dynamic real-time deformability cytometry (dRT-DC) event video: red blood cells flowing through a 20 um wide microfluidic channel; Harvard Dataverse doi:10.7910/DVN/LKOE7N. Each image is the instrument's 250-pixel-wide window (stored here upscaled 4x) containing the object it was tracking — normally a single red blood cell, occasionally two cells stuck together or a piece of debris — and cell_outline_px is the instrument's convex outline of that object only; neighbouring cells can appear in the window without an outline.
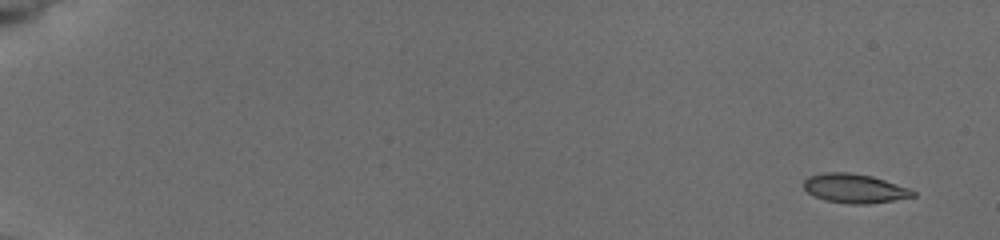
{"species": "common noctule bat (a hibernating species)", "species_latin": "Nyctalus noctula", "temperature_condition": "cold", "stored_images_in_passage": 10, "camera_frame_rate_fps": 3000, "um_per_image_px": 0.085, "animal": {"sex": "female", "body_mass_g": 19.5, "forearm_length_mm": 54.1}, "frame": {"image": 1, "passage_image": 1, "time_ms": 0.0, "image_size_px": [1000, 240], "cell_outline_px": [[916, 196], [868, 204], [852, 204], [824, 200], [808, 192], [804, 188], [804, 180], [808, 176], [824, 172], [848, 172], [872, 176], [908, 188], [916, 192]], "centroid_in_image_um": [72.62, 16.01], "position_along_channel_um": 12.4, "area_um2": 18.38}}
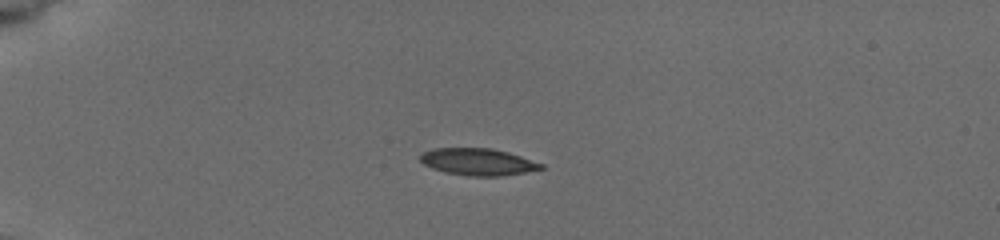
{"frame": {"image": 2, "passage_image": 6, "time_ms": 4.333, "image_size_px": [1000, 240], "cell_outline_px": [[544, 168], [524, 172], [500, 176], [468, 176], [444, 172], [432, 168], [424, 164], [420, 160], [420, 156], [424, 152], [432, 148], [492, 148], [508, 152], [544, 164]], "centroid_in_image_um": [40.61, 13.75], "position_along_channel_um": 44.4, "area_um2": 18.9}}
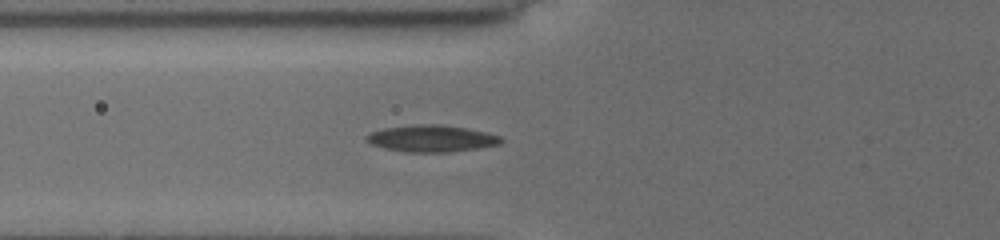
{"frame": {"image": 3, "passage_image": 9, "time_ms": 6.667, "image_size_px": [1000, 240], "cell_outline_px": [[504, 140], [500, 144], [476, 148], [448, 152], [404, 152], [384, 148], [372, 144], [364, 136], [372, 132], [384, 128], [416, 124], [440, 124], [464, 128], [484, 132], [500, 136]], "centroid_in_image_um": [36.67, 11.77], "position_along_channel_um": 89.1, "area_um2": 20.75}}